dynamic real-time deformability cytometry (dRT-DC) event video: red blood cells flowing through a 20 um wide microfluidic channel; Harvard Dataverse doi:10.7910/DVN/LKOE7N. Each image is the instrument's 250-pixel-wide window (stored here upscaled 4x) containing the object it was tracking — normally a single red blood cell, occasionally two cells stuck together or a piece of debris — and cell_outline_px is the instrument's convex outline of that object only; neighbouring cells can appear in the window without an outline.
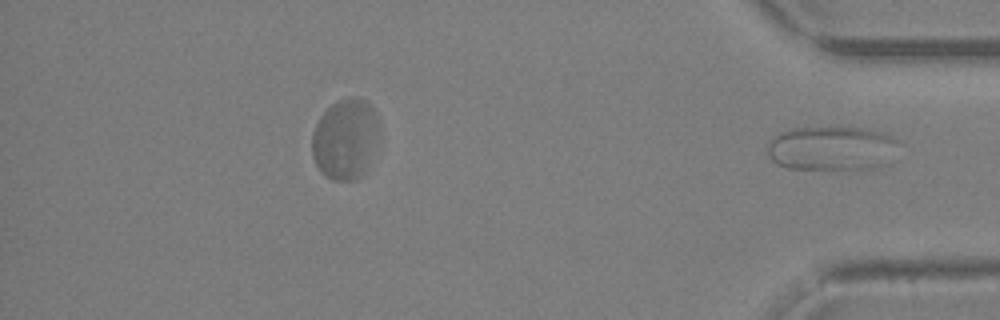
{"species": "Egyptian fruit bat (a non-hibernating species)", "species_latin": "Rousettus aegyptiacus", "temperature_condition": "warm", "stored_images_in_passage": 30, "segment_of_instrument_passage": [2, 2], "camera_frame_rate_fps": 3000, "um_per_image_px": 0.085, "animal": {"sex": "female"}, "frame": {"image": 1, "passage_image": 30, "time_ms": 9.667, "image_size_px": [1000, 320], "cell_outline_px": [[900, 140], [888, 164], [872, 168], [788, 168], [776, 164], [768, 156], [768, 140], [776, 132], [788, 128], [864, 128], [884, 132]], "centroid_in_image_um": [70.67, 12.58], "position_along_channel_um": 364.5, "area_um2": 34.04}}